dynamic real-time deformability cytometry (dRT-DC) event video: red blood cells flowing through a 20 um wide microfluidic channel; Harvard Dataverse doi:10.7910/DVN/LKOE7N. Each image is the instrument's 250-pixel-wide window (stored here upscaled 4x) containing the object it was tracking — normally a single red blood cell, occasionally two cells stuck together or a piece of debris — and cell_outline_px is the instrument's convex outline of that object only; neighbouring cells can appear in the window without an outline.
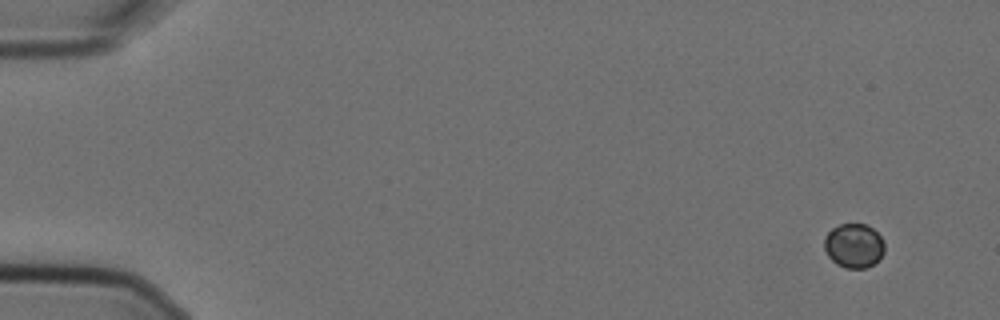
{"species": "Egyptian fruit bat (a non-hibernating species)", "species_latin": "Rousettus aegyptiacus", "temperature_condition": "cold", "stored_images_in_passage": 2, "camera_frame_rate_fps": 3000, "um_per_image_px": 0.085, "animal": {"sex": "female"}, "frame": {"image": 1, "passage_image": 1, "time_ms": 0.0, "image_size_px": [1000, 320], "cell_outline_px": [[884, 252], [872, 264], [864, 268], [844, 268], [836, 264], [828, 256], [824, 248], [824, 236], [832, 228], [840, 224], [868, 224], [884, 240]], "centroid_in_image_um": [72.55, 20.87], "position_along_channel_um": 12.4, "area_um2": 15.55}}